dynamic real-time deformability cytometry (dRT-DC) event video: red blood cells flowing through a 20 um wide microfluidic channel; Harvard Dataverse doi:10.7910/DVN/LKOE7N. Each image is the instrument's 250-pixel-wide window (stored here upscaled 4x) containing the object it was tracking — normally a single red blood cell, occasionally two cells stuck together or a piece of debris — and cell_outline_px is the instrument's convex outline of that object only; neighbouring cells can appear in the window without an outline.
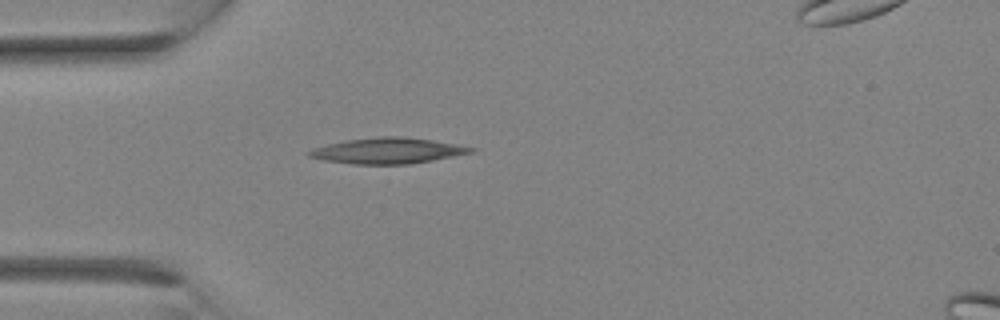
{"species": "Egyptian fruit bat (a non-hibernating species)", "species_latin": "Rousettus aegyptiacus", "temperature_condition": "room temperature", "stored_images_in_passage": 2, "camera_frame_rate_fps": 3000, "um_per_image_px": 0.085, "animal": {"sex": "female"}, "frame": {"image": 1, "passage_image": 1, "time_ms": 0.0, "image_size_px": [1000, 320], "cell_outline_px": [[476, 148], [472, 152], [432, 160], [408, 164], [352, 164], [324, 160], [308, 156], [304, 152], [312, 148], [344, 140], [376, 136], [400, 136], [432, 140], [456, 144]], "centroid_in_image_um": [32.88, 12.8], "position_along_channel_um": 52.1, "area_um2": 24.28}}